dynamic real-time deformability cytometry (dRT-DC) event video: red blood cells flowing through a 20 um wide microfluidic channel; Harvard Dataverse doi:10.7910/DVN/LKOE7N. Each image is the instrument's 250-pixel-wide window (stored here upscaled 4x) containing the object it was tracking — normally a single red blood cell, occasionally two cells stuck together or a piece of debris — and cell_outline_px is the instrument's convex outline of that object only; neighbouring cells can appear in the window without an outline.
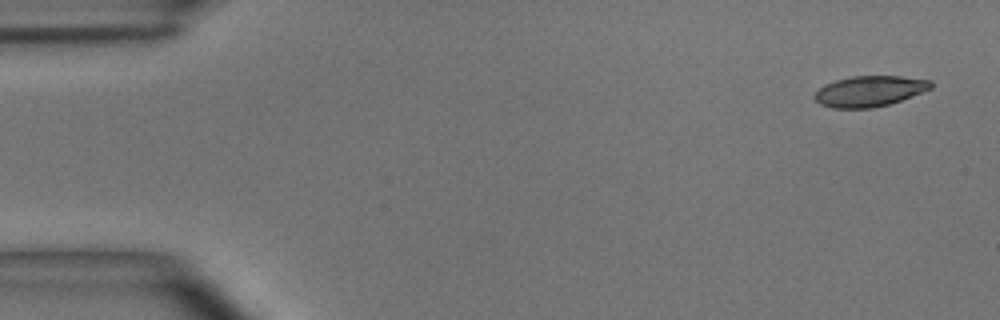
{"species": "common noctule bat (a hibernating species)", "species_latin": "Nyctalus noctula", "temperature_condition": "room temperature", "stored_images_in_passage": 5, "segment_of_instrument_passage": [1, 2], "camera_frame_rate_fps": 3000, "um_per_image_px": 0.085, "animal": {"sex": "male", "body_mass_g": 15.6}, "frame": {"image": 1, "passage_image": 1, "time_ms": 0.0, "image_size_px": [1000, 320], "cell_outline_px": [[932, 88], [900, 100], [888, 104], [872, 108], [832, 108], [820, 104], [812, 96], [824, 84], [836, 80], [852, 76], [900, 76], [932, 80]], "centroid_in_image_um": [73.89, 7.74], "position_along_channel_um": 11.1, "area_um2": 20.69}}
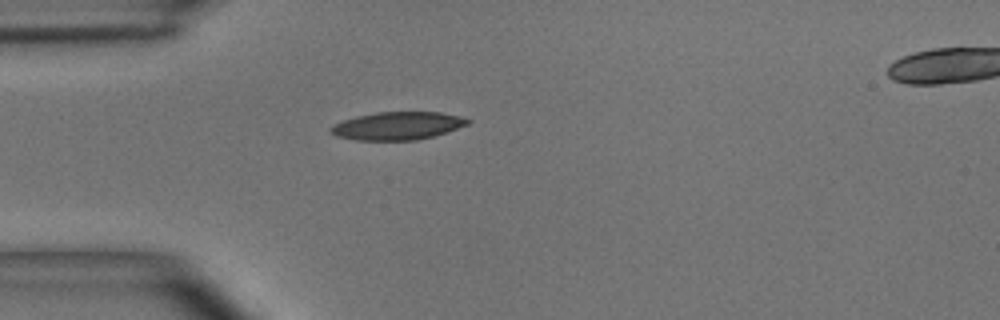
{"frame": {"image": 2, "passage_image": 4, "time_ms": 1.0, "image_size_px": [1000, 320], "cell_outline_px": [[472, 120], [468, 124], [432, 136], [416, 140], [356, 140], [336, 136], [328, 132], [328, 128], [332, 124], [356, 116], [376, 112], [440, 112]], "centroid_in_image_um": [33.7, 10.69], "position_along_channel_um": 51.3, "area_um2": 22.14}}